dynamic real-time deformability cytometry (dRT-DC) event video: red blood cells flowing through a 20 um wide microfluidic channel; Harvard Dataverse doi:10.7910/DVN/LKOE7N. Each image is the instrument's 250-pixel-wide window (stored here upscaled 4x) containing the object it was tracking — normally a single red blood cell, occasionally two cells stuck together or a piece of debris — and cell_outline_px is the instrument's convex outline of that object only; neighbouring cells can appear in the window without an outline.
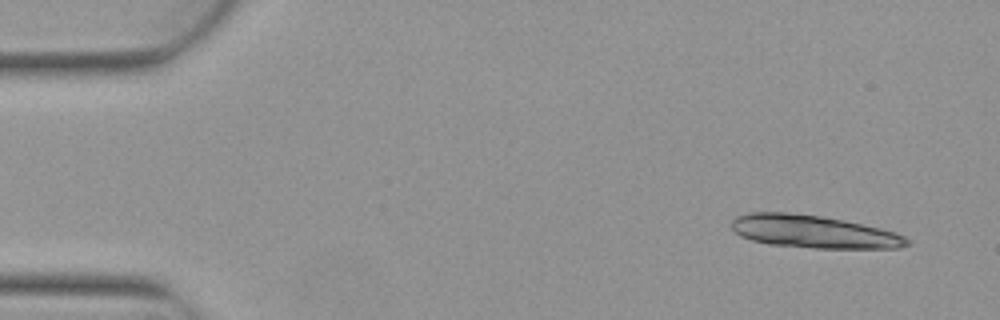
{"species": "Egyptian fruit bat (a non-hibernating species)", "species_latin": "Rousettus aegyptiacus", "temperature_condition": "warm", "stored_images_in_passage": 4, "camera_frame_rate_fps": 3000, "um_per_image_px": 0.085, "animal": {"sex": "female"}, "frame": {"image": 1, "passage_image": 1, "time_ms": 0.0, "image_size_px": [1000, 320], "cell_outline_px": [[908, 244], [896, 248], [812, 248], [768, 244], [752, 240], [740, 236], [732, 228], [732, 220], [736, 216], [748, 212], [788, 212], [820, 216], [844, 220], [880, 228], [896, 232], [904, 236], [908, 240]], "centroid_in_image_um": [69.11, 19.68], "position_along_channel_um": 15.9, "area_um2": 33.41}}